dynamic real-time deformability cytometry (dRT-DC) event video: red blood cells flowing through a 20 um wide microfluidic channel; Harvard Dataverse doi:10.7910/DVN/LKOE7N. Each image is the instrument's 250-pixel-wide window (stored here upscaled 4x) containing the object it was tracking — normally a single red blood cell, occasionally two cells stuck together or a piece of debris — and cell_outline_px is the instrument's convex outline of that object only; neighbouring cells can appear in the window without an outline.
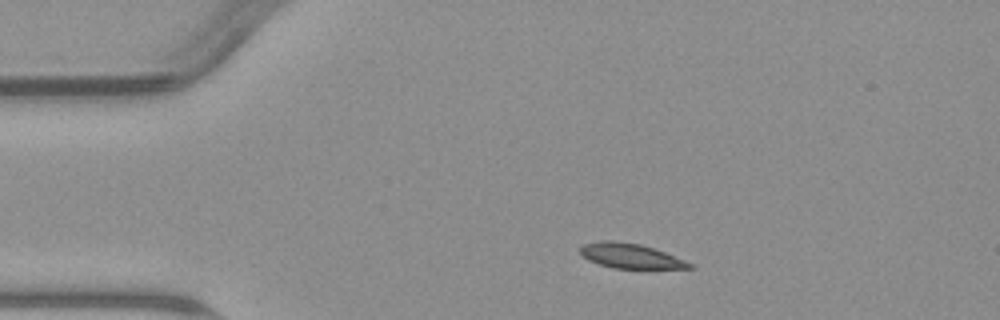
{"species": "common noctule bat (a hibernating species)", "species_latin": "Nyctalus noctula", "temperature_condition": "warm", "stored_images_in_passage": 4, "camera_frame_rate_fps": 3000, "um_per_image_px": 0.085, "animal": {"sex": "male", "body_mass_g": 23.1, "forearm_length_mm": 52.7}, "frame": {"image": 1, "passage_image": 4, "time_ms": 5.667, "image_size_px": [1000, 320], "cell_outline_px": [[696, 268], [612, 268], [588, 260], [580, 252], [580, 248], [584, 244], [600, 240], [616, 240], [640, 244], [664, 252], [684, 260], [692, 264]], "centroid_in_image_um": [53.56, 21.74], "position_along_channel_um": 31.4, "area_um2": 15.61}}